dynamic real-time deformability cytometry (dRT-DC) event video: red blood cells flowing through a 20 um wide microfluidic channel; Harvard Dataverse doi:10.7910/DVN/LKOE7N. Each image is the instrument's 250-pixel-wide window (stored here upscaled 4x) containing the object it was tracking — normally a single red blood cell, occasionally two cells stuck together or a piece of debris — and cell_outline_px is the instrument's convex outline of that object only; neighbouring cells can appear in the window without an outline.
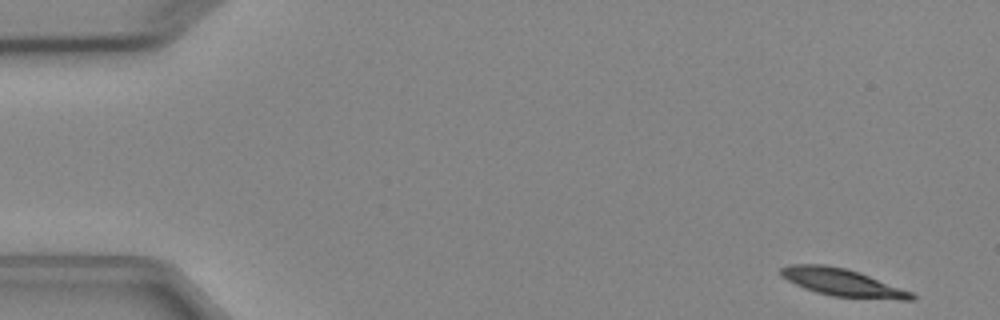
{"species": "Egyptian fruit bat (a non-hibernating species)", "species_latin": "Rousettus aegyptiacus", "temperature_condition": "cold", "stored_images_in_passage": 6, "camera_frame_rate_fps": 3000, "um_per_image_px": 0.085, "animal": {"sex": "female"}, "frame": {"image": 1, "passage_image": 1, "time_ms": 0.0, "image_size_px": [1000, 320], "cell_outline_px": [[916, 300], [900, 300], [832, 296], [816, 292], [804, 288], [780, 276], [780, 268], [792, 264], [824, 264], [844, 268], [868, 276], [912, 292], [916, 296]], "centroid_in_image_um": [71.59, 24.02], "position_along_channel_um": 13.4, "area_um2": 20.63}}
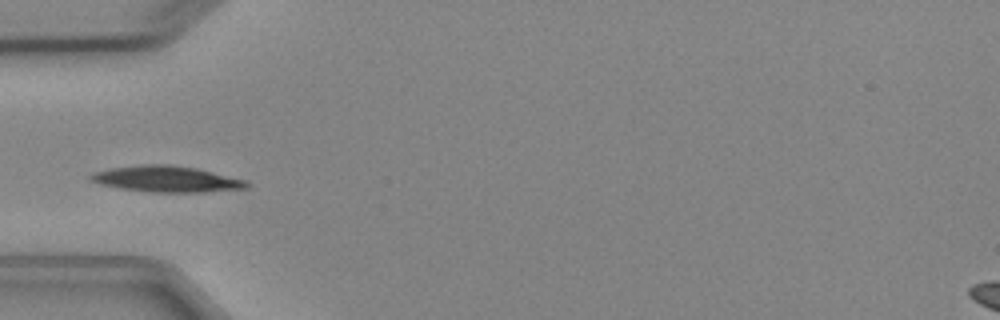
{"frame": {"image": 2, "passage_image": 5, "time_ms": 4.667, "image_size_px": [1000, 320], "cell_outline_px": [[252, 184], [248, 188], [204, 192], [148, 192], [120, 188], [100, 184], [88, 180], [88, 176], [92, 172], [108, 168], [140, 164], [168, 164], [196, 168], [248, 180]], "centroid_in_image_um": [14.15, 15.21], "position_along_channel_um": 70.9, "area_um2": 24.1}}